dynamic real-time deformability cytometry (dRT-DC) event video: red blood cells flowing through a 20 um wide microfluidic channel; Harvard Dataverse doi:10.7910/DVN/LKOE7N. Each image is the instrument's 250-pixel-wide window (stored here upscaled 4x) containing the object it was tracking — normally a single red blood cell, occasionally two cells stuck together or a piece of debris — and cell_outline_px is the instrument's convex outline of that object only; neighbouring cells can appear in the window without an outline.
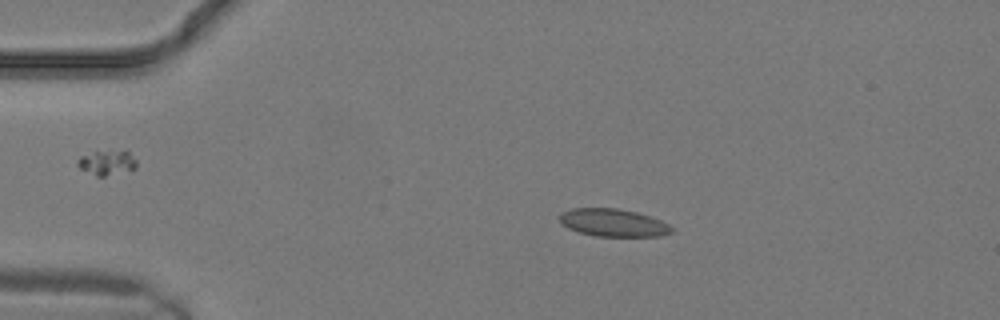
{"species": "common noctule bat (a hibernating species)", "species_latin": "Nyctalus noctula", "temperature_condition": "warm", "stored_images_in_passage": 11, "camera_frame_rate_fps": 3000, "um_per_image_px": 0.085, "animal": {"sex": "male", "body_mass_g": 19.2, "forearm_length_mm": 51.8}, "frame": {"image": 1, "passage_image": 5, "time_ms": 1.333, "image_size_px": [1000, 320], "cell_outline_px": [[672, 232], [660, 236], [596, 236], [580, 232], [568, 228], [560, 220], [560, 212], [572, 208], [616, 208], [636, 212], [660, 220], [668, 224], [672, 228]], "centroid_in_image_um": [52.11, 18.92], "position_along_channel_um": 32.9, "area_um2": 17.86}}
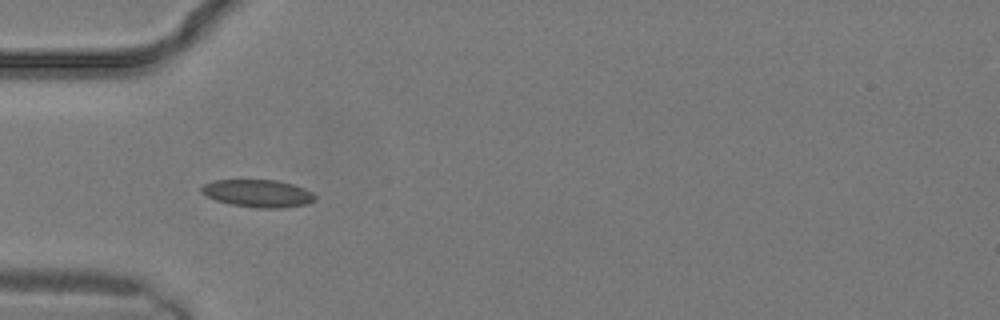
{"frame": {"image": 2, "passage_image": 8, "time_ms": 2.333, "image_size_px": [1000, 320], "cell_outline_px": [[316, 200], [308, 204], [284, 208], [256, 208], [232, 204], [216, 200], [200, 192], [200, 188], [204, 184], [212, 180], [276, 180], [292, 184], [304, 188], [312, 192], [316, 196]], "centroid_in_image_um": [21.95, 16.44], "position_along_channel_um": 63.1, "area_um2": 18.32}}
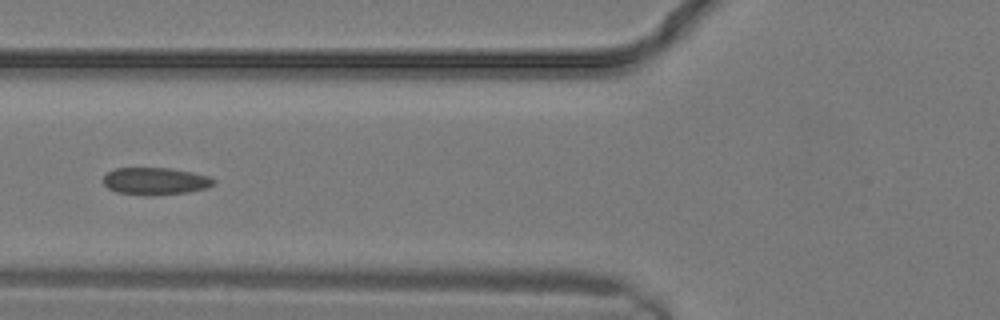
{"frame": {"image": 3, "passage_image": 10, "time_ms": 3.0, "image_size_px": [1000, 320], "cell_outline_px": [[216, 184], [208, 188], [188, 192], [152, 196], [144, 196], [116, 192], [108, 188], [100, 180], [108, 172], [116, 168], [168, 168], [192, 172], [208, 176], [216, 180]], "centroid_in_image_um": [13.2, 15.41], "position_along_channel_um": 112.6, "area_um2": 17.86}}